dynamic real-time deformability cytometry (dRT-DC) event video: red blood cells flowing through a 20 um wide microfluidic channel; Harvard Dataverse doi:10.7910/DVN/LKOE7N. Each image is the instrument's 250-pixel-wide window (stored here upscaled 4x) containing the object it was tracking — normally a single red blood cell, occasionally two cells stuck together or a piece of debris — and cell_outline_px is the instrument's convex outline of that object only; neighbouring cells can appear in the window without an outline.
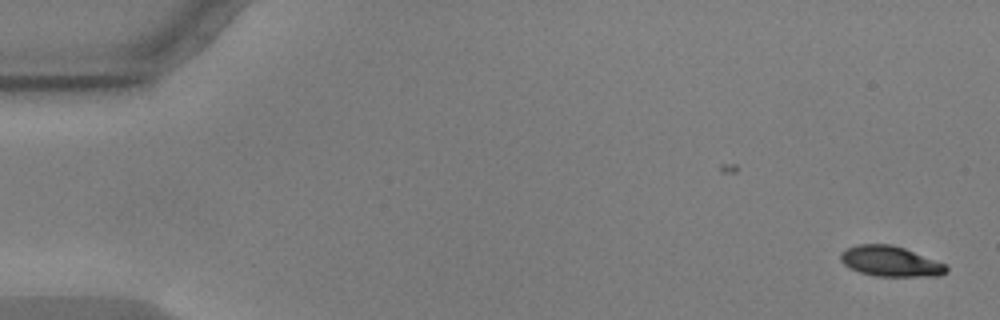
{"species": "common noctule bat (a hibernating species)", "species_latin": "Nyctalus noctula", "temperature_condition": "warm", "stored_images_in_passage": 56, "camera_frame_rate_fps": 3000, "um_per_image_px": 0.085, "animal": {"sex": "male", "body_mass_g": 17.9, "forearm_length_mm": 54.2}, "frame": {"image": 1, "passage_image": 1, "time_ms": 0.0, "image_size_px": [1000, 320], "cell_outline_px": [[948, 272], [940, 276], [876, 276], [860, 272], [844, 264], [840, 260], [840, 252], [856, 244], [892, 244], [904, 248], [944, 264], [948, 268]], "centroid_in_image_um": [75.67, 22.21], "position_along_channel_um": 9.3, "area_um2": 18.55}}
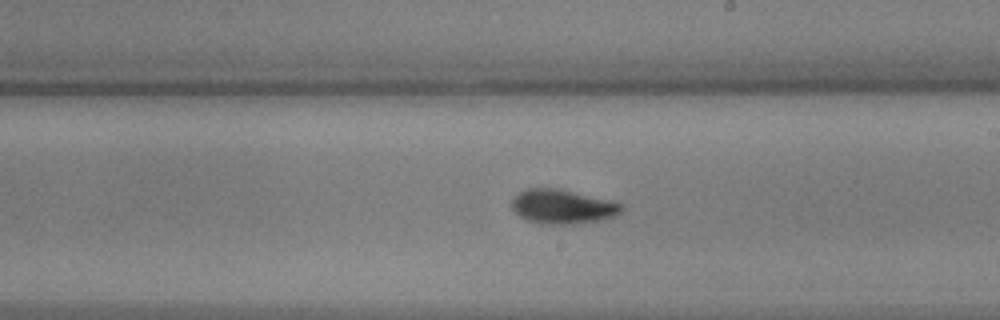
{"frame": {"image": 2, "passage_image": 32, "time_ms": 10.333, "image_size_px": [1000, 320], "cell_outline_px": [[624, 208], [616, 216], [600, 220], [568, 224], [540, 224], [528, 220], [520, 216], [512, 208], [512, 196], [528, 188], [560, 188], [620, 204]], "centroid_in_image_um": [47.76, 17.56], "position_along_channel_um": 241.2, "area_um2": 21.62}}
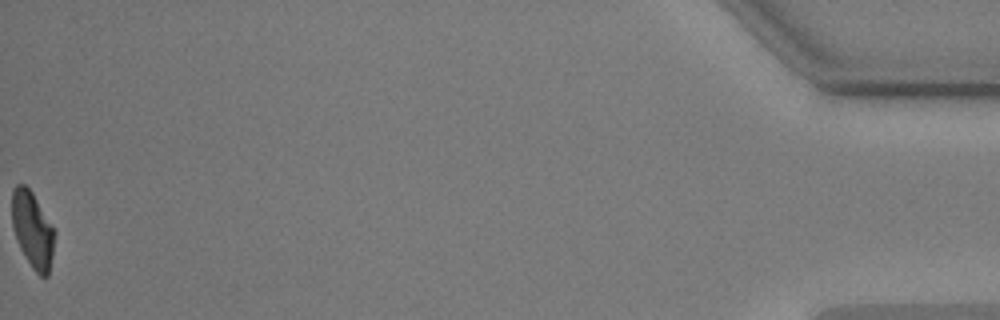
{"frame": {"image": 3, "passage_image": 56, "time_ms": 18.333, "image_size_px": [1000, 320], "cell_outline_px": [[56, 232], [52, 256], [48, 276], [40, 276], [32, 268], [24, 256], [20, 248], [12, 228], [12, 192], [16, 184], [24, 184], [32, 192]], "centroid_in_image_um": [2.76, 19.54], "position_along_channel_um": 432.4, "area_um2": 18.9}, "authors_computed_cell_mechanics": {"area_um2": 20.0855, "velocity_mm_per_s": 3.5899, "shape_relaxation_time_tau1_ms": 2.514, "shape_relaxation_time_tau2_ms": 2.6987, "deformation_change_tau1": 0.1576, "deformation_change_tau2": 0.0773}}